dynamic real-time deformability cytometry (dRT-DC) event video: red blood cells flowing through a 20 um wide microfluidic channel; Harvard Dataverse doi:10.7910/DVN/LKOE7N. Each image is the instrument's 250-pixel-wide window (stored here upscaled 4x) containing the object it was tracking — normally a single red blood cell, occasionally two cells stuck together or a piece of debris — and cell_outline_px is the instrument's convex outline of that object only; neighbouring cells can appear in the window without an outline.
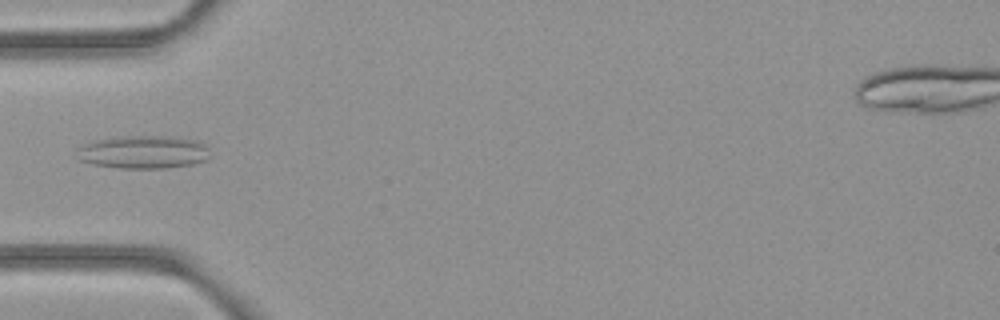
{"species": "common noctule bat (a hibernating species)", "species_latin": "Nyctalus noctula", "temperature_condition": "room temperature", "stored_images_in_passage": 5, "camera_frame_rate_fps": 3000, "um_per_image_px": 0.085, "animal": {"sex": "female", "body_mass_g": 21.9}, "frame": {"image": 1, "passage_image": 4, "time_ms": 1.0, "image_size_px": [1000, 320], "cell_outline_px": [[212, 156], [208, 160], [196, 164], [164, 168], [120, 168], [92, 164], [80, 160], [76, 148], [84, 144], [96, 140], [120, 136], [164, 136], [192, 140], [204, 144], [208, 148]], "centroid_in_image_um": [12.22, 12.94], "position_along_channel_um": 72.8, "area_um2": 25.72}}